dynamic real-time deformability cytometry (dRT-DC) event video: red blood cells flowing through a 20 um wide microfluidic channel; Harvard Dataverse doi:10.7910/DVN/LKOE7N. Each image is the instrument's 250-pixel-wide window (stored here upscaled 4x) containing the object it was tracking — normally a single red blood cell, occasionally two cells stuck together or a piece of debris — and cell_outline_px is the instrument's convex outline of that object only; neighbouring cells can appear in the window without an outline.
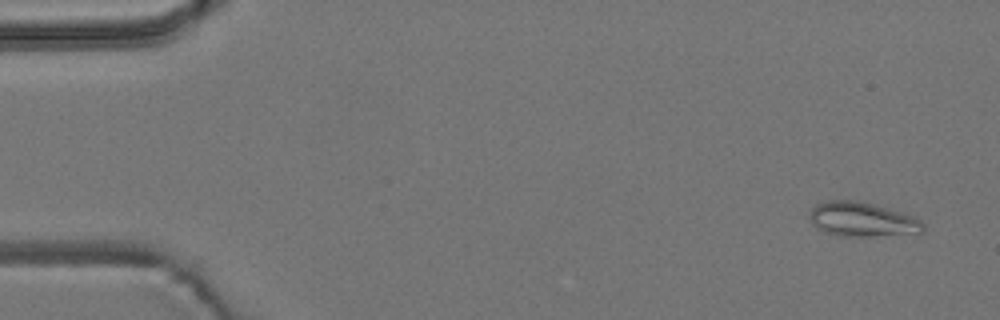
{"species": "common noctule bat (a hibernating species)", "species_latin": "Nyctalus noctula", "temperature_condition": "room temperature", "stored_images_in_passage": 4, "camera_frame_rate_fps": 3000, "um_per_image_px": 0.085, "animal": {"sex": "male", "body_mass_g": 19.2, "forearm_length_mm": 51.8}, "frame": {"image": 1, "passage_image": 1, "time_ms": 0.0, "image_size_px": [1000, 320], "cell_outline_px": [[924, 232], [872, 236], [836, 236], [824, 232], [816, 228], [812, 224], [812, 208], [816, 204], [828, 200], [860, 200], [916, 216], [924, 224]], "centroid_in_image_um": [73.31, 18.65], "position_along_channel_um": 11.7, "area_um2": 22.83}}